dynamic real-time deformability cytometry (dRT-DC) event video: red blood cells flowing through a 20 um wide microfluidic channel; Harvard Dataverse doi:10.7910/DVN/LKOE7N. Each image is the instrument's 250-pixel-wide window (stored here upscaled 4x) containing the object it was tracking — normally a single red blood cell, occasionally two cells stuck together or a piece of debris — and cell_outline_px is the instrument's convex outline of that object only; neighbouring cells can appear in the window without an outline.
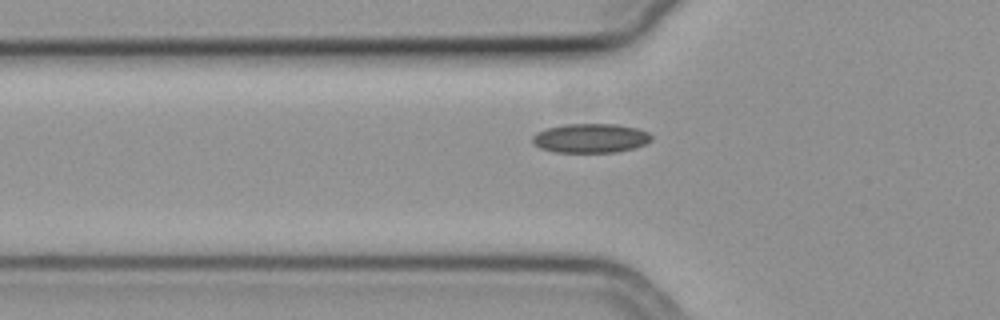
{"species": "common noctule bat (a hibernating species)", "species_latin": "Nyctalus noctula", "temperature_condition": "cold", "stored_images_in_passage": 40, "camera_frame_rate_fps": 3000, "um_per_image_px": 0.085, "animal": {"sex": "female", "body_mass_g": 19.3, "forearm_length_mm": 54.1}, "frame": {"image": 1, "passage_image": 8, "time_ms": 2.333, "image_size_px": [1000, 320], "cell_outline_px": [[652, 140], [644, 144], [632, 148], [616, 152], [556, 152], [540, 148], [532, 140], [532, 136], [536, 132], [548, 128], [564, 124], [616, 124], [636, 128], [648, 132], [652, 136]], "centroid_in_image_um": [50.19, 11.74], "position_along_channel_um": 75.6, "area_um2": 20.11}}
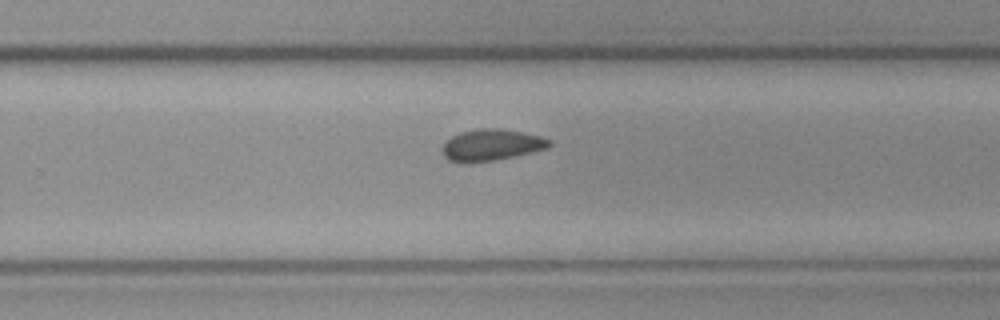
{"frame": {"image": 2, "passage_image": 25, "time_ms": 8.0, "image_size_px": [1000, 320], "cell_outline_px": [[552, 144], [548, 148], [532, 152], [496, 160], [448, 160], [444, 156], [444, 140], [460, 132], [480, 128], [500, 128], [540, 136], [552, 140]], "centroid_in_image_um": [41.83, 12.28], "position_along_channel_um": 288.0, "area_um2": 19.07}}
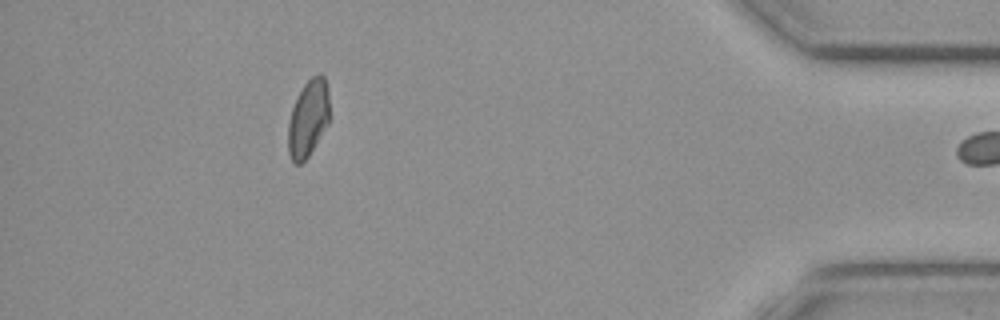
{"frame": {"image": 3, "passage_image": 39, "time_ms": 12.667, "image_size_px": [1000, 320], "cell_outline_px": [[328, 124], [308, 156], [300, 164], [296, 164], [292, 160], [288, 152], [288, 124], [292, 108], [304, 84], [312, 76], [320, 72], [324, 76], [328, 88]], "centroid_in_image_um": [26.19, 10.05], "position_along_channel_um": 409.0, "area_um2": 18.32}}